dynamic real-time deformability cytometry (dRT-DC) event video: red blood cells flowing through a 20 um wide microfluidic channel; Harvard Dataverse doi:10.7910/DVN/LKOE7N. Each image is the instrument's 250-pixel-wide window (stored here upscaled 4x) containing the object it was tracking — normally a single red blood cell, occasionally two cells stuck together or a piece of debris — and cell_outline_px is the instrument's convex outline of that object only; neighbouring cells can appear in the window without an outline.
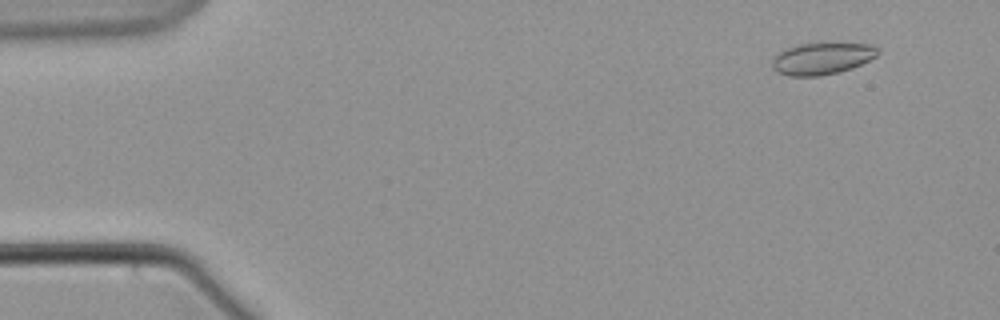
{"species": "common noctule bat (a hibernating species)", "species_latin": "Nyctalus noctula", "temperature_condition": "warm", "stored_images_in_passage": 19, "camera_frame_rate_fps": 3000, "um_per_image_px": 0.085, "animal": {"sex": "male", "body_mass_g": 21.5, "forearm_length_mm": 52.0}, "frame": {"image": 1, "passage_image": 5, "time_ms": 1.333, "image_size_px": [1000, 320], "cell_outline_px": [[880, 52], [876, 56], [852, 68], [840, 72], [820, 76], [788, 76], [772, 68], [772, 60], [784, 48], [800, 44], [872, 44], [880, 48]], "centroid_in_image_um": [69.88, 4.98], "position_along_channel_um": 15.1, "area_um2": 19.42}}
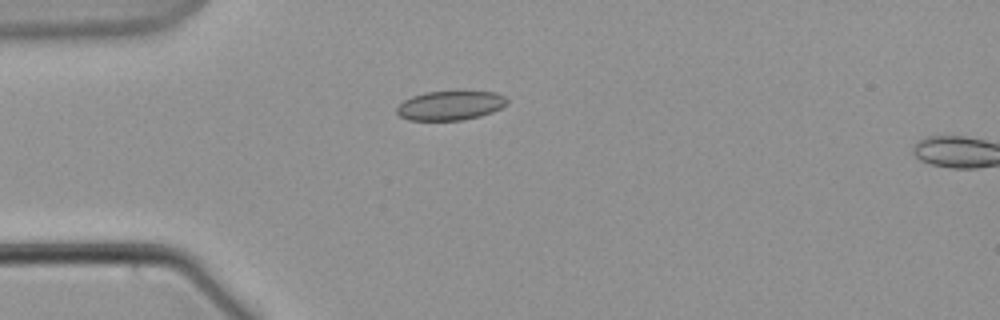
{"frame": {"image": 2, "passage_image": 16, "time_ms": 5.0, "image_size_px": [1000, 320], "cell_outline_px": [[508, 104], [492, 112], [480, 116], [460, 120], [408, 120], [400, 116], [396, 112], [396, 108], [404, 100], [412, 96], [424, 92], [464, 88], [496, 92], [504, 96], [508, 100]], "centroid_in_image_um": [38.32, 8.9], "position_along_channel_um": 46.7, "area_um2": 19.71}}